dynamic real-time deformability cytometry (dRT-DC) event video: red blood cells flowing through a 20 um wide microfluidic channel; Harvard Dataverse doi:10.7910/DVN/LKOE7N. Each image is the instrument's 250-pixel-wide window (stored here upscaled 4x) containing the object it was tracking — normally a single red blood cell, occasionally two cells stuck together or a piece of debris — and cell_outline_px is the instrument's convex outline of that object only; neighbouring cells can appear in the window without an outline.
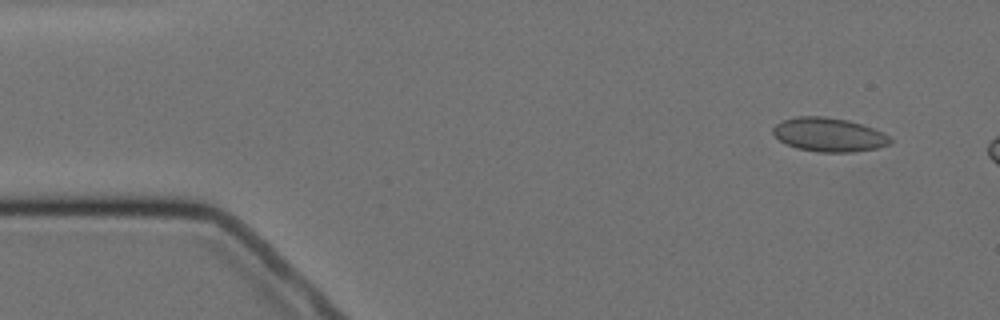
{"species": "Egyptian fruit bat (a non-hibernating species)", "species_latin": "Rousettus aegyptiacus", "temperature_condition": "cold", "stored_images_in_passage": 3, "camera_frame_rate_fps": 3000, "um_per_image_px": 0.085, "animal": {"sex": "female"}, "frame": {"image": 1, "passage_image": 1, "time_ms": 0.0, "image_size_px": [1000, 320], "cell_outline_px": [[892, 144], [876, 148], [852, 152], [820, 152], [796, 148], [780, 140], [772, 132], [772, 128], [776, 124], [784, 120], [796, 116], [824, 116], [848, 120], [864, 124], [884, 132], [892, 140]], "centroid_in_image_um": [70.49, 11.44], "position_along_channel_um": 14.5, "area_um2": 23.24}}